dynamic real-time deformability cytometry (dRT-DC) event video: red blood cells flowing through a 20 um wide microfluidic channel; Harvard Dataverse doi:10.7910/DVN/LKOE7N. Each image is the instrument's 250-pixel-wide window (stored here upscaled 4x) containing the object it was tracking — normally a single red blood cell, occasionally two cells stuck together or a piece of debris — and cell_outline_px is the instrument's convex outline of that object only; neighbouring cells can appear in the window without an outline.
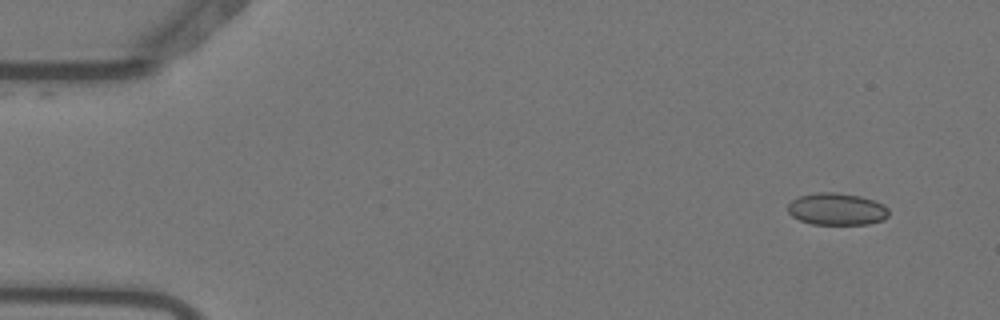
{"species": "Egyptian fruit bat (a non-hibernating species)", "species_latin": "Rousettus aegyptiacus", "temperature_condition": "warm", "stored_images_in_passage": 6, "camera_frame_rate_fps": 3000, "um_per_image_px": 0.085, "animal": {"sex": "female"}, "frame": {"image": 1, "passage_image": 2, "time_ms": 0.333, "image_size_px": [1000, 320], "cell_outline_px": [[888, 216], [884, 220], [868, 224], [812, 224], [800, 220], [792, 216], [788, 212], [788, 204], [792, 200], [800, 196], [816, 192], [832, 192], [860, 196], [884, 204], [888, 208]], "centroid_in_image_um": [71.13, 17.77], "position_along_channel_um": 13.9, "area_um2": 18.84}}